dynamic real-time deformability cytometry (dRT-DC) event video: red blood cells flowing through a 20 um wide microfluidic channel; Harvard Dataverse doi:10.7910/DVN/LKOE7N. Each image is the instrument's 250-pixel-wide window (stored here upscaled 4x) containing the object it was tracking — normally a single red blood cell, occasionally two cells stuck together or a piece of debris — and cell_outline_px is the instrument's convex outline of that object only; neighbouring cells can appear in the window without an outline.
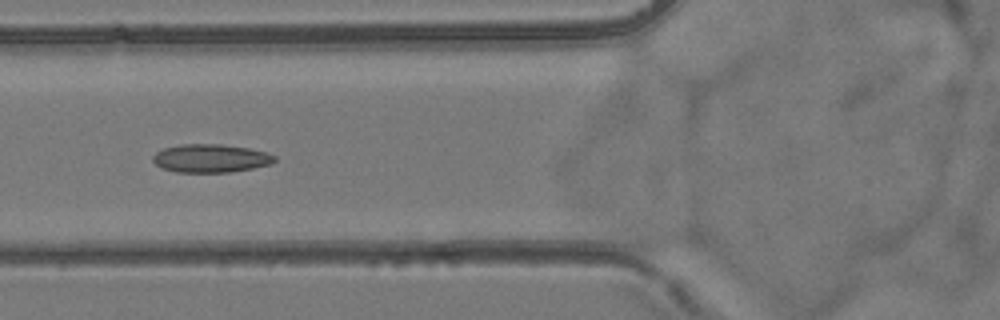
{"species": "common noctule bat (a hibernating species)", "species_latin": "Nyctalus noctula", "temperature_condition": "room temperature", "stored_images_in_passage": 7, "camera_frame_rate_fps": 3000, "um_per_image_px": 0.085, "animal": {"sex": "female", "body_mass_g": 24.6, "forearm_length_mm": 56.2}, "frame": {"image": 1, "passage_image": 5, "time_ms": 4.667, "image_size_px": [1000, 320], "cell_outline_px": [[276, 160], [272, 164], [232, 172], [176, 172], [160, 168], [152, 160], [152, 156], [156, 152], [164, 148], [180, 144], [220, 144], [248, 148], [268, 152], [276, 156]], "centroid_in_image_um": [17.91, 13.45], "position_along_channel_um": 107.9, "area_um2": 20.23}}
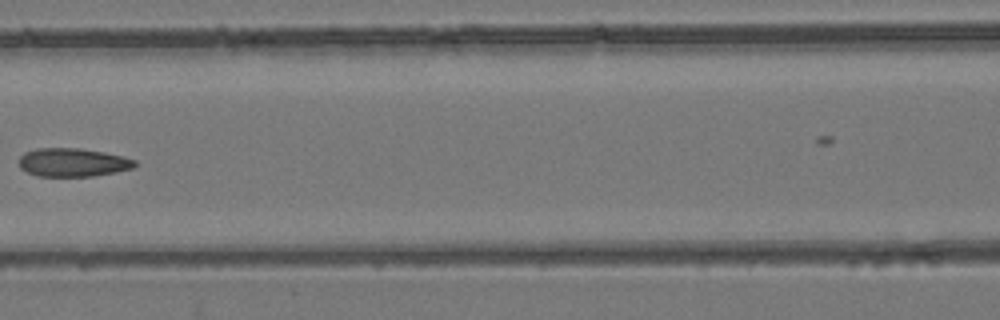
{"frame": {"image": 2, "passage_image": 6, "time_ms": 6.0, "image_size_px": [1000, 320], "cell_outline_px": [[136, 164], [132, 168], [116, 172], [92, 176], [40, 176], [28, 172], [20, 168], [20, 156], [24, 152], [36, 148], [80, 148], [104, 152], [124, 156], [136, 160]], "centroid_in_image_um": [6.2, 13.79], "position_along_channel_um": 160.4, "area_um2": 19.19}}
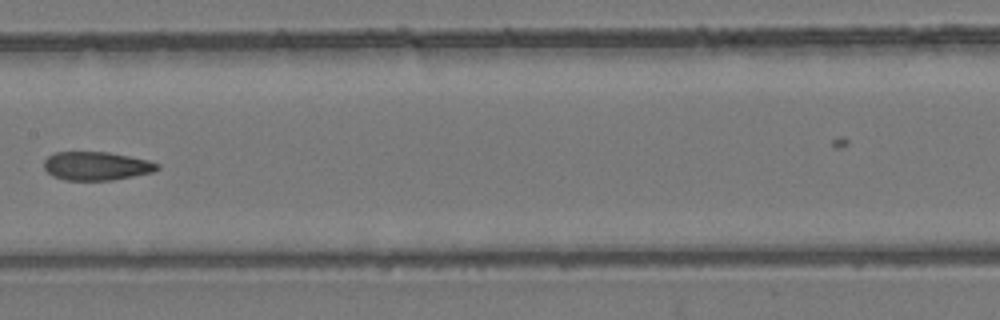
{"frame": {"image": 3, "passage_image": 7, "time_ms": 7.0, "image_size_px": [1000, 320], "cell_outline_px": [[160, 168], [152, 172], [112, 180], [64, 180], [52, 176], [44, 168], [44, 160], [48, 156], [56, 152], [108, 152], [148, 160], [160, 164]], "centroid_in_image_um": [8.18, 14.11], "position_along_channel_um": 199.2, "area_um2": 18.79}}